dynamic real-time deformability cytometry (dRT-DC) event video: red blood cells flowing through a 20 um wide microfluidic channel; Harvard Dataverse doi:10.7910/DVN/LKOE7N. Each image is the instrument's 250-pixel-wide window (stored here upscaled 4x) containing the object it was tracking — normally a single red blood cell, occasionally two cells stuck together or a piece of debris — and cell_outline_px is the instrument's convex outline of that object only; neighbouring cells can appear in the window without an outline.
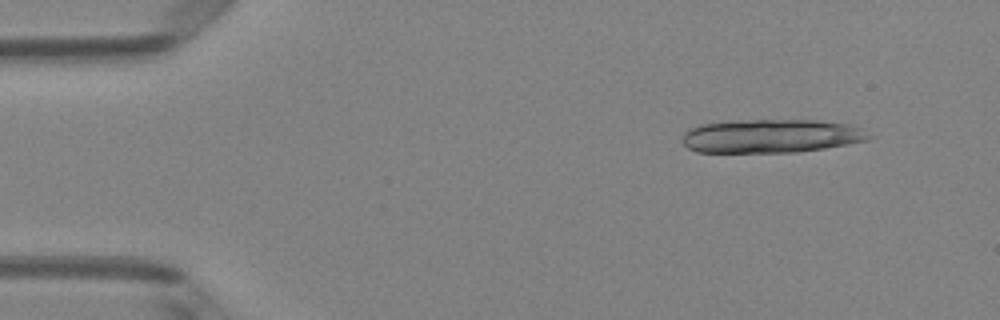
{"species": "Egyptian fruit bat (a non-hibernating species)", "species_latin": "Rousettus aegyptiacus", "temperature_condition": "room temperature", "stored_images_in_passage": 16, "camera_frame_rate_fps": 3000, "um_per_image_px": 0.085, "animal": {"sex": "female"}, "frame": {"image": 1, "passage_image": 5, "time_ms": 1.333, "image_size_px": [1000, 320], "cell_outline_px": [[876, 136], [868, 140], [824, 148], [796, 152], [696, 152], [688, 148], [684, 144], [684, 132], [700, 124], [752, 120], [816, 120], [848, 124]], "centroid_in_image_um": [65.58, 11.57], "position_along_channel_um": 19.4, "area_um2": 36.18}}